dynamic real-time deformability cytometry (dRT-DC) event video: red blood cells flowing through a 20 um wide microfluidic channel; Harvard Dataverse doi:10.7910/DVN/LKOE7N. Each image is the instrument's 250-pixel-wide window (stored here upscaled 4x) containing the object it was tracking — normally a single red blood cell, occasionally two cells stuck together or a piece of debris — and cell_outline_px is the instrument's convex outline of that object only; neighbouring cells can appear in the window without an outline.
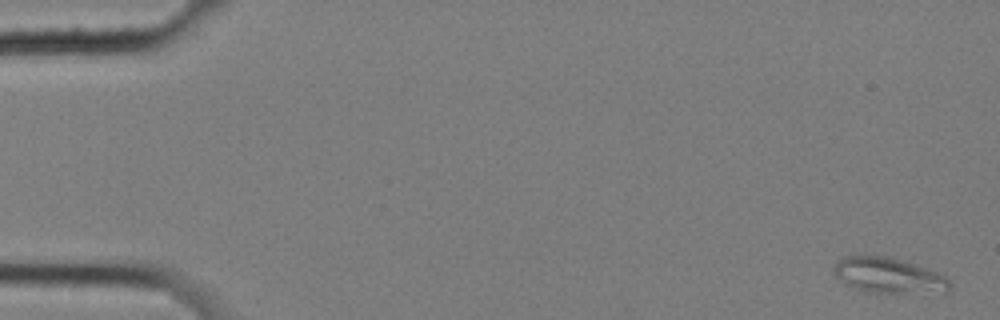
{"species": "common noctule bat (a hibernating species)", "species_latin": "Nyctalus noctula", "temperature_condition": "cold", "stored_images_in_passage": 6, "camera_frame_rate_fps": 3000, "um_per_image_px": 0.085, "animal": {"sex": "female", "body_mass_g": 25.1}, "frame": {"image": 1, "passage_image": 1, "time_ms": 0.0, "image_size_px": [1000, 320], "cell_outline_px": [[952, 284], [948, 292], [868, 292], [844, 284], [836, 276], [832, 268], [836, 260], [844, 256], [884, 256], [900, 260], [936, 272], [944, 276]], "centroid_in_image_um": [75.48, 23.41], "position_along_channel_um": 9.5, "area_um2": 23.52}}